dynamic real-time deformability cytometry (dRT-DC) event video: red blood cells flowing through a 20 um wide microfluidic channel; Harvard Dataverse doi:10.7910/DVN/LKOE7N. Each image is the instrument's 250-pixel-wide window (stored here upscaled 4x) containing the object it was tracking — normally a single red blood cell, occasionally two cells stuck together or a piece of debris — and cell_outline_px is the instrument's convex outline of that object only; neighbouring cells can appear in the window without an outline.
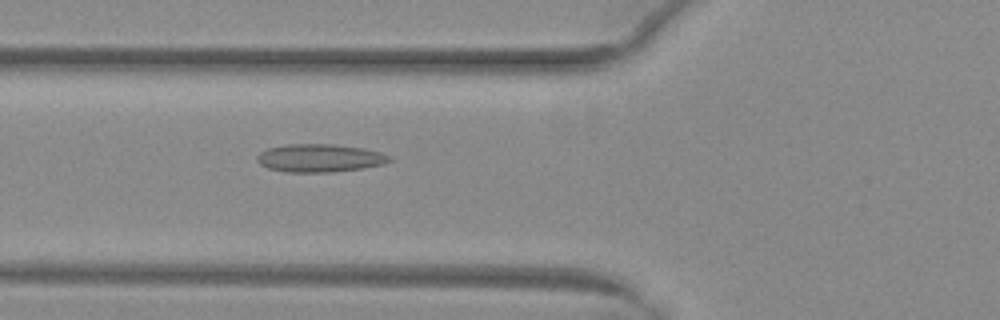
{"species": "common noctule bat (a hibernating species)", "species_latin": "Nyctalus noctula", "temperature_condition": "warm", "stored_images_in_passage": 24, "camera_frame_rate_fps": 3000, "um_per_image_px": 0.085, "animal": {"sex": "female", "body_mass_g": 29.2, "forearm_length_mm": 56.3}, "frame": {"image": 1, "passage_image": 11, "time_ms": 3.333, "image_size_px": [1000, 320], "cell_outline_px": [[392, 160], [384, 164], [360, 168], [332, 172], [284, 172], [268, 168], [260, 164], [256, 160], [256, 156], [260, 152], [268, 148], [288, 144], [332, 144], [364, 148], [380, 152], [392, 156]], "centroid_in_image_um": [27.17, 13.43], "position_along_channel_um": 98.6, "area_um2": 21.68}}
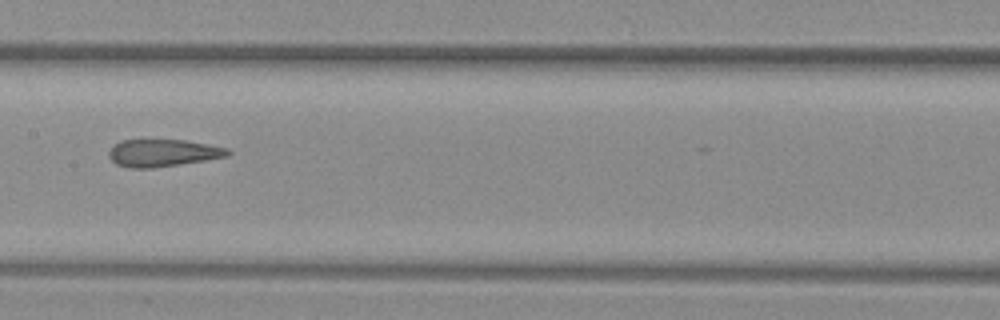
{"frame": {"image": 2, "passage_image": 18, "time_ms": 5.667, "image_size_px": [1000, 320], "cell_outline_px": [[232, 152], [228, 156], [204, 160], [152, 168], [128, 168], [116, 164], [108, 156], [108, 152], [112, 144], [120, 140], [184, 140], [208, 144], [228, 148]], "centroid_in_image_um": [13.8, 12.99], "position_along_channel_um": 193.6, "area_um2": 18.96}}
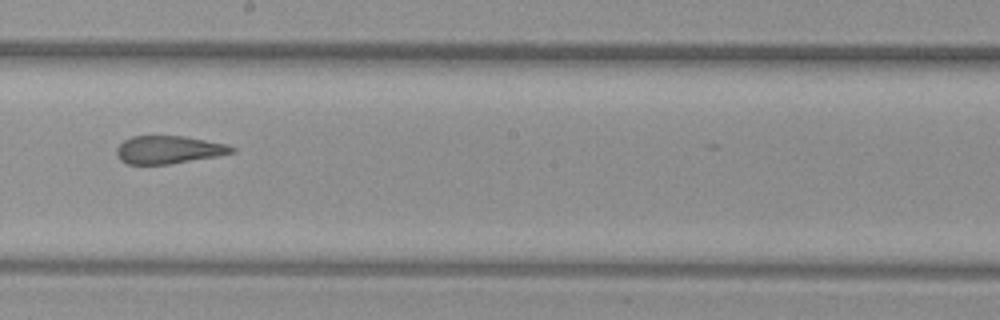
{"frame": {"image": 3, "passage_image": 21, "time_ms": 6.667, "image_size_px": [1000, 320], "cell_outline_px": [[236, 152], [216, 156], [168, 164], [128, 164], [120, 160], [116, 156], [116, 148], [124, 140], [132, 136], [184, 136], [228, 144], [236, 148]], "centroid_in_image_um": [14.33, 12.72], "position_along_channel_um": 233.9, "area_um2": 18.73}}